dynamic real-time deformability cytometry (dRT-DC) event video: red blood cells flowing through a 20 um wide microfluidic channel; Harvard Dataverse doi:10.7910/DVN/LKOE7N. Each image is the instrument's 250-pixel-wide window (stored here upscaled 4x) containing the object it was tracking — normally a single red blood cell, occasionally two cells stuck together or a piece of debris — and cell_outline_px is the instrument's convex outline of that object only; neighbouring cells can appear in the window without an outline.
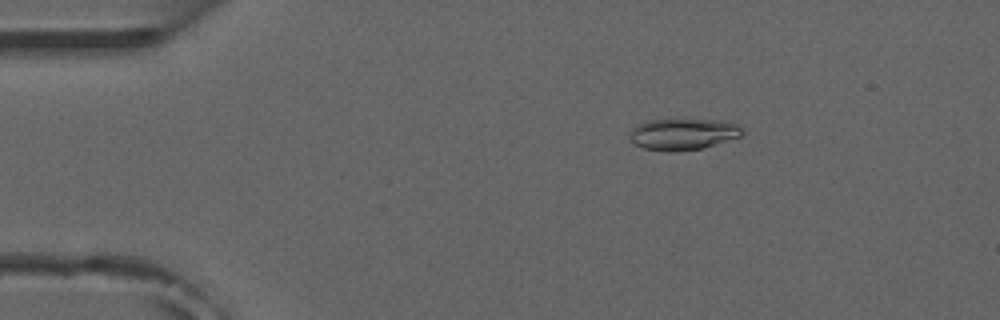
{"species": "common noctule bat (a hibernating species)", "species_latin": "Nyctalus noctula", "temperature_condition": "room temperature", "stored_images_in_passage": 3, "camera_frame_rate_fps": 3000, "um_per_image_px": 0.085, "animal": {"sex": "male", "forearm_length_mm": 52.5}, "frame": {"image": 1, "passage_image": 1, "time_ms": 0.0, "image_size_px": [1000, 320], "cell_outline_px": [[744, 132], [740, 136], [700, 148], [676, 152], [664, 152], [644, 148], [636, 144], [628, 136], [628, 132], [632, 128], [648, 120], [724, 120], [740, 124], [744, 128]], "centroid_in_image_um": [58.07, 11.4], "position_along_channel_um": 26.9, "area_um2": 20.58}}